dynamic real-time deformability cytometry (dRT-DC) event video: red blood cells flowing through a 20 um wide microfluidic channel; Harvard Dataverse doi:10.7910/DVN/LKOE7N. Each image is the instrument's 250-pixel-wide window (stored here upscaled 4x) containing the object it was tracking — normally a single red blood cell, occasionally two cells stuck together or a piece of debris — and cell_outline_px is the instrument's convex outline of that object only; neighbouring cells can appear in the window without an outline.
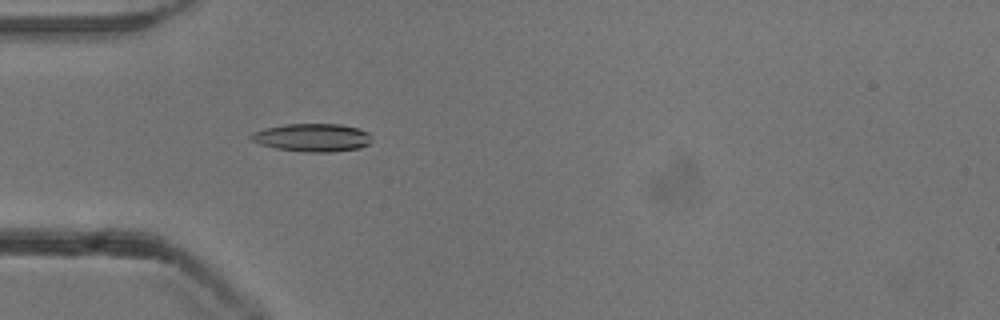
{"species": "common noctule bat (a hibernating species)", "species_latin": "Nyctalus noctula", "temperature_condition": "cold", "stored_images_in_passage": 54, "camera_frame_rate_fps": 3000, "um_per_image_px": 0.085, "animal": {"sex": "male", "body_mass_g": 13.3}, "frame": {"image": 1, "passage_image": 17, "time_ms": 5.333, "image_size_px": [1000, 320], "cell_outline_px": [[372, 140], [368, 144], [360, 148], [332, 152], [304, 152], [276, 148], [260, 144], [252, 140], [248, 136], [252, 132], [264, 128], [288, 124], [340, 124], [360, 128], [368, 132], [372, 136]], "centroid_in_image_um": [26.57, 11.69], "position_along_channel_um": 58.4, "area_um2": 19.88}}
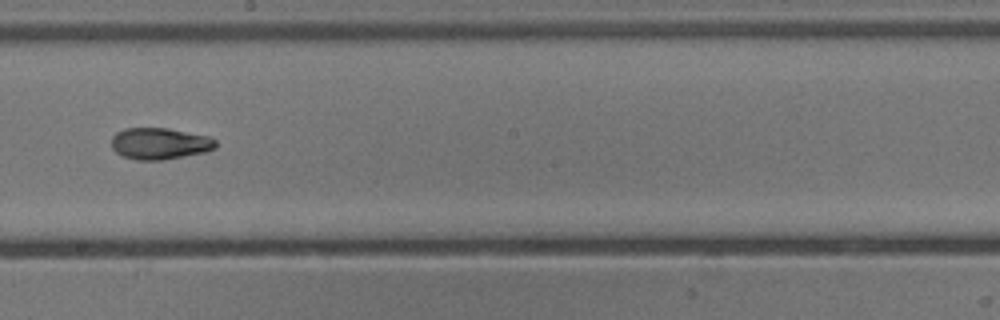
{"frame": {"image": 2, "passage_image": 31, "time_ms": 10.0, "image_size_px": [1000, 320], "cell_outline_px": [[216, 148], [204, 152], [164, 160], [136, 160], [120, 156], [112, 148], [112, 136], [116, 132], [124, 128], [168, 128], [208, 136], [216, 140]], "centroid_in_image_um": [13.55, 12.2], "position_along_channel_um": 234.7, "area_um2": 19.31}}
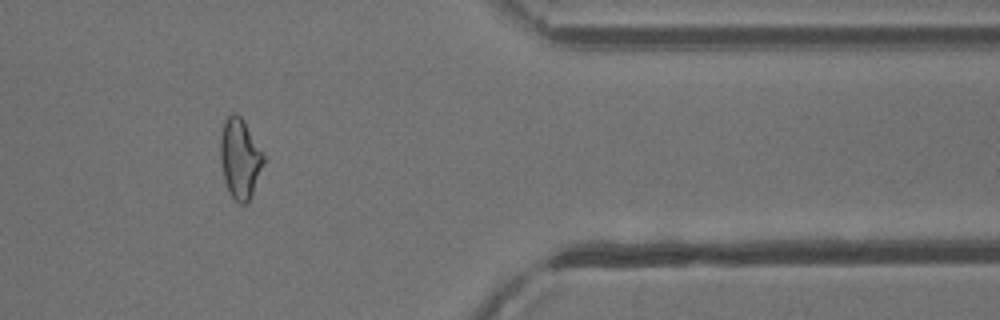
{"frame": {"image": 3, "passage_image": 45, "time_ms": 14.667, "image_size_px": [1000, 320], "cell_outline_px": [[264, 160], [248, 204], [240, 204], [228, 192], [224, 180], [220, 156], [220, 136], [224, 120], [232, 112], [236, 112], [240, 116], [264, 156]], "centroid_in_image_um": [20.35, 13.48], "position_along_channel_um": 391.0, "area_um2": 19.71}, "authors_computed_cell_mechanics": {"area_um2": 19.652, "velocity_mm_per_s": 3.8434, "shape_relaxation_time_tau1_ms": null, "shape_relaxation_time_tau2_ms": 3.322, "deformation_change_tau1": null, "deformation_change_tau2": 0.097}}